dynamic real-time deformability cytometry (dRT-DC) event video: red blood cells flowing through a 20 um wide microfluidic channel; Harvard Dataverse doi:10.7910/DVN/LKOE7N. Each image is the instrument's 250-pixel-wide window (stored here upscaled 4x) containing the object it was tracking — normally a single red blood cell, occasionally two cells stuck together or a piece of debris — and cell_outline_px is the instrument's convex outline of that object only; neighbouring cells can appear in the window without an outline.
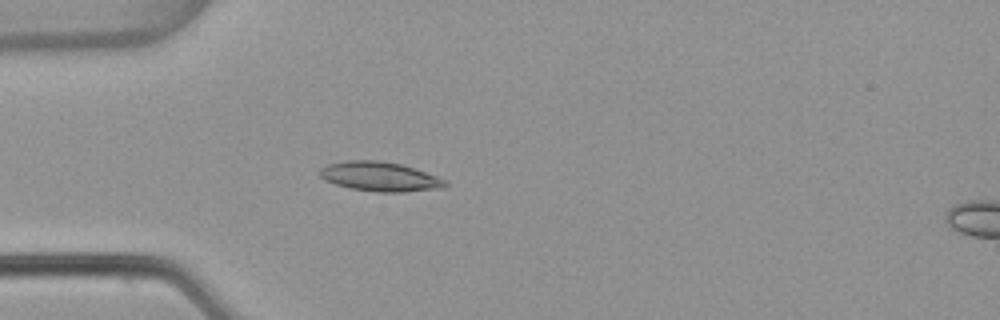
{"species": "common noctule bat (a hibernating species)", "species_latin": "Nyctalus noctula", "temperature_condition": "warm", "stored_images_in_passage": 4, "camera_frame_rate_fps": 3000, "um_per_image_px": 0.085, "animal": {"sex": "female", "body_mass_g": 22.7, "forearm_length_mm": 54.2}, "frame": {"image": 1, "passage_image": 4, "time_ms": 1.0, "image_size_px": [1000, 320], "cell_outline_px": [[448, 184], [444, 188], [404, 192], [376, 192], [348, 188], [324, 180], [320, 176], [320, 168], [328, 164], [348, 160], [376, 160], [400, 164], [436, 176], [444, 180]], "centroid_in_image_um": [32.26, 15.02], "position_along_channel_um": 52.7, "area_um2": 21.39}}